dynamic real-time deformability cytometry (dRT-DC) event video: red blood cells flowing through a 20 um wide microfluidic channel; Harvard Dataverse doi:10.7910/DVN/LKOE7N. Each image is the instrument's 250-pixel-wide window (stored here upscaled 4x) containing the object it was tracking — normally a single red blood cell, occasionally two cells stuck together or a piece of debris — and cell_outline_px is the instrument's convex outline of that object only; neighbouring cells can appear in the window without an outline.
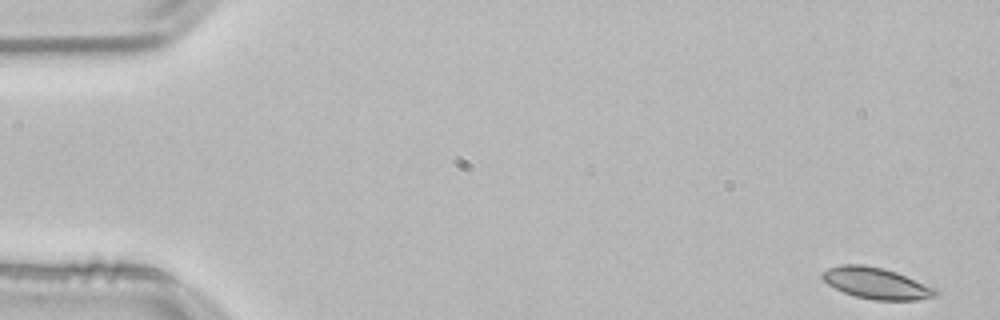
{"species": "common noctule bat (a hibernating species)", "species_latin": "Nyctalus noctula", "temperature_condition": "room temperature", "stored_images_in_passage": 54, "camera_frame_rate_fps": 3000, "um_per_image_px": 0.085, "animal": {"sex": "male", "body_mass_g": 21.5, "forearm_length_mm": 52.0}, "frame": {"image": 1, "passage_image": 1, "time_ms": 0.0, "image_size_px": [1000, 320], "cell_outline_px": [[940, 292], [936, 296], [916, 300], [872, 300], [856, 296], [844, 292], [828, 284], [820, 276], [820, 272], [828, 268], [840, 264], [864, 264], [884, 268], [896, 272], [936, 288]], "centroid_in_image_um": [74.48, 24.06], "position_along_channel_um": 10.5, "area_um2": 20.75}}
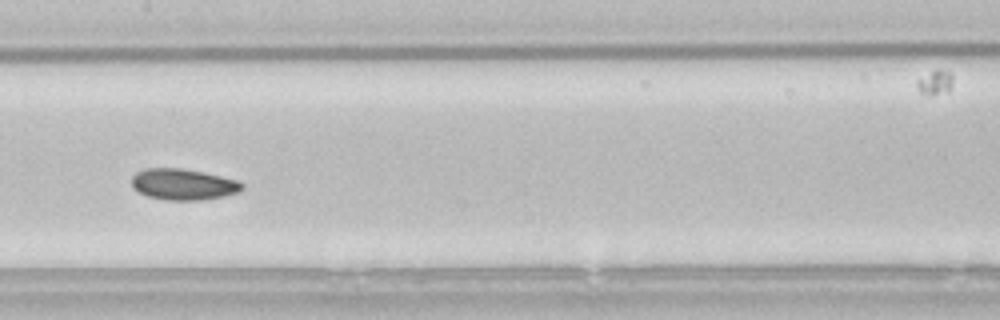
{"frame": {"image": 2, "passage_image": 26, "time_ms": 8.333, "image_size_px": [1000, 320], "cell_outline_px": [[244, 188], [240, 192], [224, 196], [200, 200], [164, 200], [148, 196], [132, 188], [132, 176], [136, 172], [144, 168], [180, 168], [204, 172], [240, 180], [244, 184]], "centroid_in_image_um": [15.61, 15.66], "position_along_channel_um": 191.8, "area_um2": 20.29}}
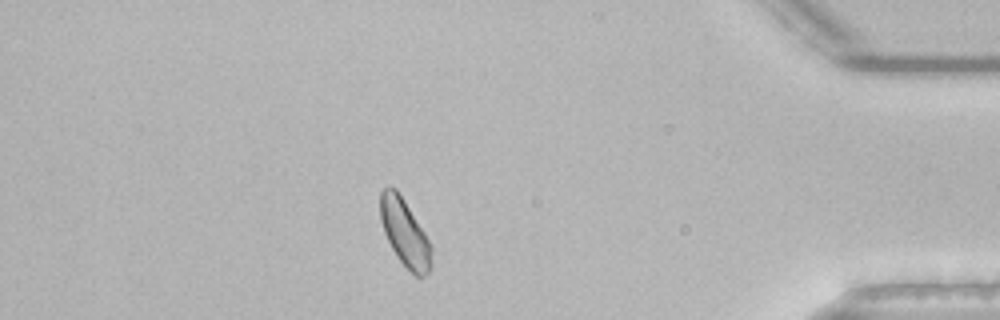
{"frame": {"image": 3, "passage_image": 46, "time_ms": 15.0, "image_size_px": [1000, 320], "cell_outline_px": [[432, 264], [428, 272], [424, 276], [416, 276], [396, 256], [384, 232], [380, 220], [380, 192], [384, 188], [396, 188], [404, 200], [424, 232], [432, 248]], "centroid_in_image_um": [34.4, 19.79], "position_along_channel_um": 400.8, "area_um2": 19.65}, "authors_computed_cell_mechanics": {"area_um2": 19.9699, "velocity_mm_per_s": 3.7676, "shape_relaxation_time_tau1_ms": 2.8286, "shape_relaxation_time_tau2_ms": 10.3793, "deformation_change_tau1": 0.0629, "deformation_change_tau2": 0.1334}}